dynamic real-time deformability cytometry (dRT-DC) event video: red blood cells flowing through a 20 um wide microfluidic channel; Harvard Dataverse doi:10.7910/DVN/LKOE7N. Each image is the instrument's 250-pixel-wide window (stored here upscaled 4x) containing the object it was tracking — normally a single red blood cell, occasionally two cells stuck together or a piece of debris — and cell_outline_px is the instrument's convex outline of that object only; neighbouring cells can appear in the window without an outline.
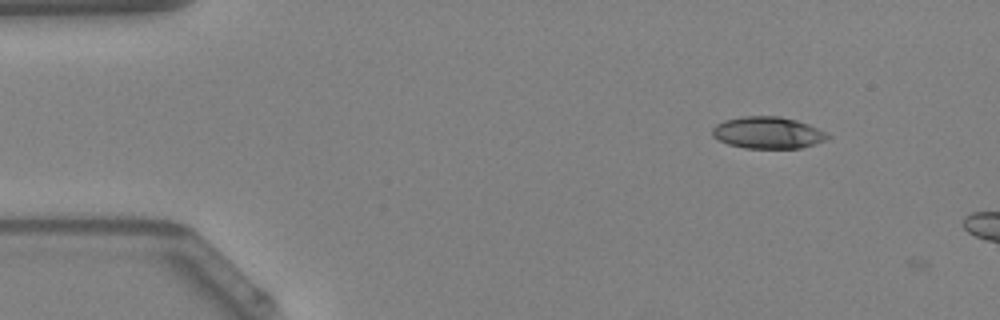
{"species": "Egyptian fruit bat (a non-hibernating species)", "species_latin": "Rousettus aegyptiacus", "temperature_condition": "warm", "stored_images_in_passage": 2, "camera_frame_rate_fps": 3000, "um_per_image_px": 0.085, "animal": {"sex": "female"}, "frame": {"image": 1, "passage_image": 1, "time_ms": 0.0, "image_size_px": [1000, 320], "cell_outline_px": [[832, 136], [828, 140], [800, 148], [744, 148], [728, 144], [712, 136], [712, 128], [716, 124], [724, 120], [740, 116], [780, 116], [796, 120], [808, 124], [828, 132]], "centroid_in_image_um": [65.29, 11.27], "position_along_channel_um": 19.7, "area_um2": 21.62}}